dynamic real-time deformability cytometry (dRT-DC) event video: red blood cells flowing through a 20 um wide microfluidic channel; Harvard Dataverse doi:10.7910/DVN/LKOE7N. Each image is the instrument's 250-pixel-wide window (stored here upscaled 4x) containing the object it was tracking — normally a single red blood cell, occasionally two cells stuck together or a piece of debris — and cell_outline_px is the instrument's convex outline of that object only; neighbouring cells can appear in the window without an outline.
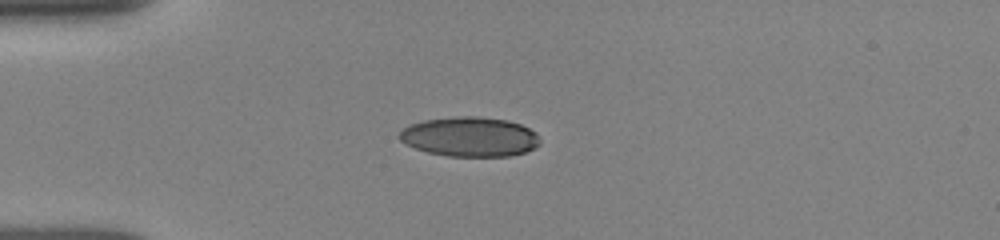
{"species": "human", "species_latin": "Homo sapiens", "temperature_condition": "room temperature", "stored_images_in_passage": 39, "camera_frame_rate_fps": 3000, "um_per_image_px": 0.085, "donor": {"sex": "female"}, "frame": {"image": 1, "passage_image": 1, "time_ms": 0.0, "image_size_px": [1000, 240], "cell_outline_px": [[540, 144], [524, 152], [508, 156], [448, 156], [428, 152], [404, 144], [396, 136], [404, 128], [412, 124], [424, 120], [456, 116], [476, 116], [508, 120], [520, 124], [536, 132], [540, 140]], "centroid_in_image_um": [39.92, 11.62], "position_along_channel_um": 45.1, "area_um2": 32.43}}
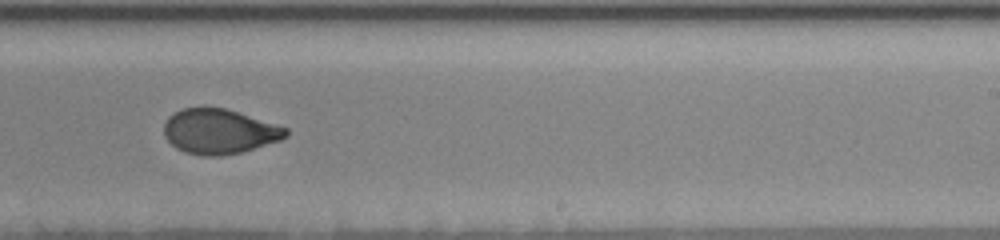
{"frame": {"image": 2, "passage_image": 20, "time_ms": 6.333, "image_size_px": [1000, 240], "cell_outline_px": [[288, 136], [280, 140], [240, 152], [220, 156], [200, 156], [184, 152], [176, 148], [164, 136], [164, 124], [168, 116], [184, 108], [204, 104], [224, 108], [288, 128]], "centroid_in_image_um": [18.59, 11.15], "position_along_channel_um": 270.4, "area_um2": 32.14}}
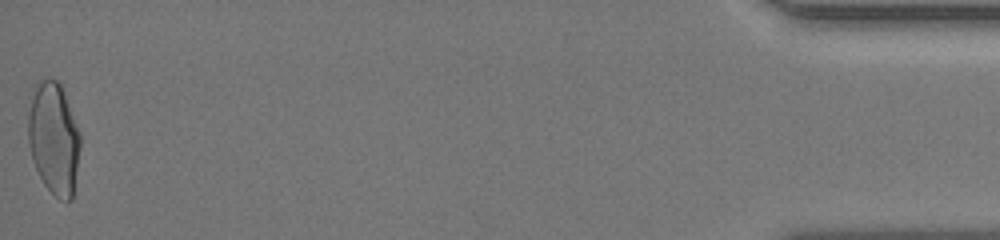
{"frame": {"image": 3, "passage_image": 39, "time_ms": 12.667, "image_size_px": [1000, 240], "cell_outline_px": [[80, 148], [72, 200], [68, 204], [60, 200], [44, 184], [36, 168], [28, 144], [28, 116], [32, 88], [40, 80], [56, 80], [60, 84], [80, 132]], "centroid_in_image_um": [4.57, 11.78], "position_along_channel_um": 430.6, "area_um2": 33.93}, "authors_computed_cell_mechanics": {"area_um2": 32.7148, "velocity_mm_per_s": 3.9168, "shape_relaxation_time_tau1_ms": 7.6277, "shape_relaxation_time_tau2_ms": 0.9773, "deformation_change_tau1": 0.1995, "deformation_change_tau2": 0.0546}}